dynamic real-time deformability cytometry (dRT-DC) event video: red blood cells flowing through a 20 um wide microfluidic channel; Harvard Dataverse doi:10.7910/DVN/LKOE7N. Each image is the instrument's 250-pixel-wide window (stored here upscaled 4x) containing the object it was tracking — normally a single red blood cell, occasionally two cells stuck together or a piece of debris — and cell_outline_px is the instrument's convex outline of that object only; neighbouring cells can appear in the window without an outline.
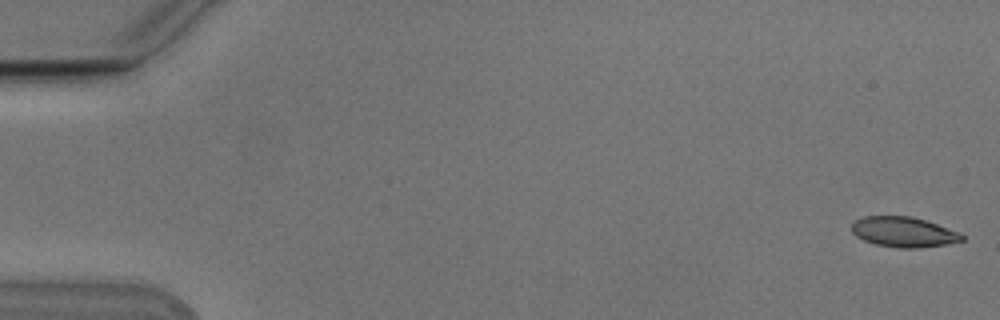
{"species": "Egyptian fruit bat (a non-hibernating species)", "species_latin": "Rousettus aegyptiacus", "temperature_condition": "cold", "stored_images_in_passage": 19, "camera_frame_rate_fps": 3000, "um_per_image_px": 0.085, "animal": {"sex": "male"}, "frame": {"image": 1, "passage_image": 1, "time_ms": 0.0, "image_size_px": [1000, 320], "cell_outline_px": [[964, 240], [944, 244], [920, 248], [896, 248], [876, 244], [864, 240], [856, 236], [852, 232], [852, 224], [856, 220], [864, 216], [912, 216], [960, 232], [964, 236]], "centroid_in_image_um": [76.8, 19.72], "position_along_channel_um": 8.2, "area_um2": 19.31}}
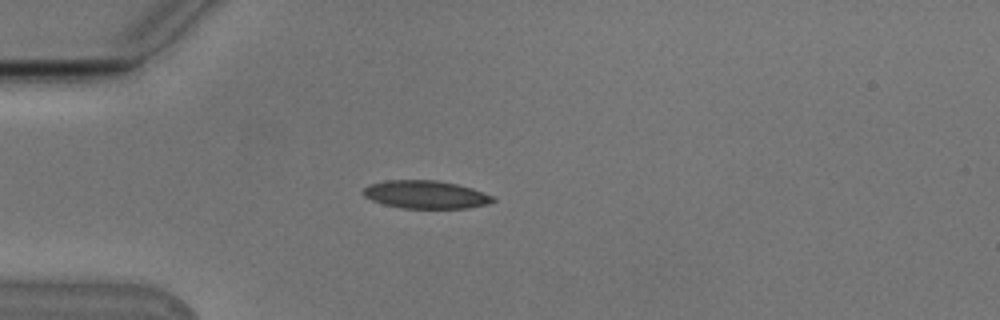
{"frame": {"image": 2, "passage_image": 15, "time_ms": 4.667, "image_size_px": [1000, 320], "cell_outline_px": [[496, 200], [488, 204], [468, 208], [400, 208], [384, 204], [372, 200], [364, 196], [360, 192], [368, 184], [388, 180], [436, 180], [456, 184], [472, 188], [496, 196]], "centroid_in_image_um": [36.19, 16.54], "position_along_channel_um": 48.8, "area_um2": 21.33}}